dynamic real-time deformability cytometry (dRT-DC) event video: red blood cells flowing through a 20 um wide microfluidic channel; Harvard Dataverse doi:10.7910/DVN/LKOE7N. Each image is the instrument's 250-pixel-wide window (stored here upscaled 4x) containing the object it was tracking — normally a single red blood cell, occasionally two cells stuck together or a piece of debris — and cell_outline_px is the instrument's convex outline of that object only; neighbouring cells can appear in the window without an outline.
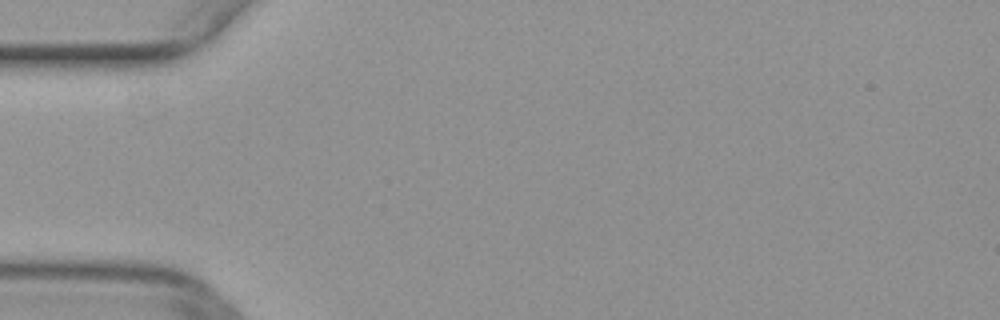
{"species": "common noctule bat (a hibernating species)", "species_latin": "Nyctalus noctula", "temperature_condition": "warm", "stored_images_in_passage": 4, "camera_frame_rate_fps": 3000, "um_per_image_px": 0.085, "animal": {"sex": "female", "body_mass_g": 29.2, "forearm_length_mm": 56.3}, "frame": {"image": 1, "passage_image": 1, "time_ms": 0.0, "image_size_px": [1000, 320], "cell_outline_px": [[160, 276], [156, 280], [92, 280], [44, 276], [48, 272], [68, 260], [152, 272]], "centroid_in_image_um": [8.39, 23.15], "position_along_channel_um": 76.6, "area_um2": 10.29}}